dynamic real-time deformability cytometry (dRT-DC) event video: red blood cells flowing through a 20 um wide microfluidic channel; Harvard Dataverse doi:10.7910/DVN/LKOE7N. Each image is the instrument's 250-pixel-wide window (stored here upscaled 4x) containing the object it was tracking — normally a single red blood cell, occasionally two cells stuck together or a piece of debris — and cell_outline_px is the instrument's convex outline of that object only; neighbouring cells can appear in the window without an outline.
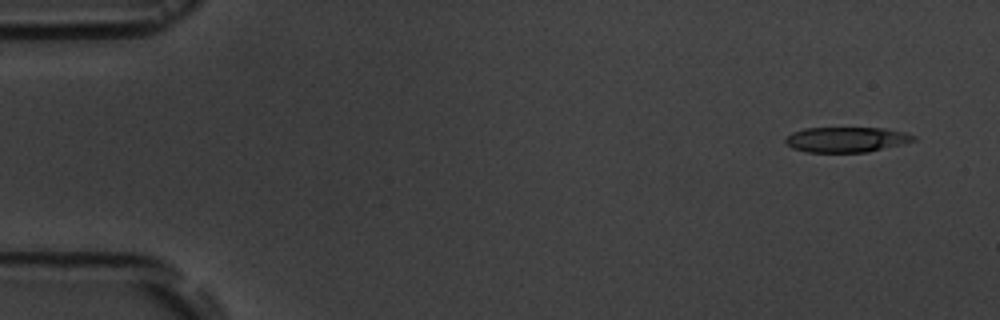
{"species": "common noctule bat (a hibernating species)", "species_latin": "Nyctalus noctula", "temperature_condition": "room temperature", "stored_images_in_passage": 7, "camera_frame_rate_fps": 3000, "um_per_image_px": 0.085, "animal": {"sex": "male", "body_mass_g": 19.5, "forearm_length_mm": 54.6}, "frame": {"image": 1, "passage_image": 1, "time_ms": 0.0, "image_size_px": [1000, 320], "cell_outline_px": [[916, 140], [868, 152], [808, 152], [792, 148], [784, 140], [792, 132], [804, 128], [884, 128], [904, 132], [916, 136]], "centroid_in_image_um": [71.93, 11.86], "position_along_channel_um": 13.1, "area_um2": 18.67}}
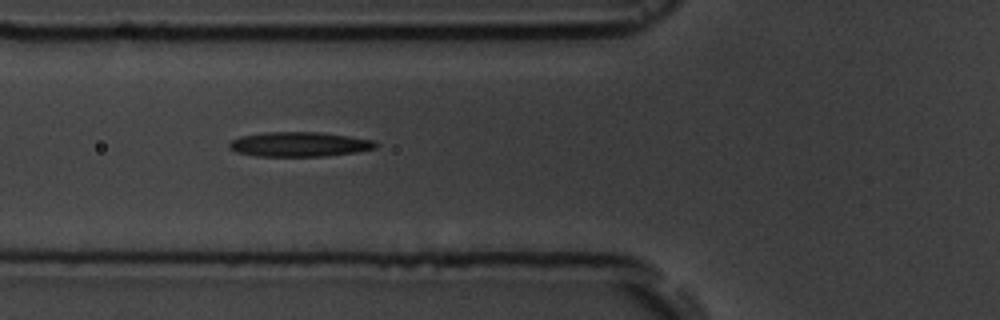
{"frame": {"image": 2, "passage_image": 6, "time_ms": 5.667, "image_size_px": [1000, 320], "cell_outline_px": [[380, 144], [376, 148], [356, 152], [324, 156], [256, 156], [236, 152], [228, 148], [228, 144], [232, 140], [240, 136], [264, 132], [320, 132], [348, 136], [372, 140]], "centroid_in_image_um": [25.42, 12.26], "position_along_channel_um": 100.4, "area_um2": 21.1}}
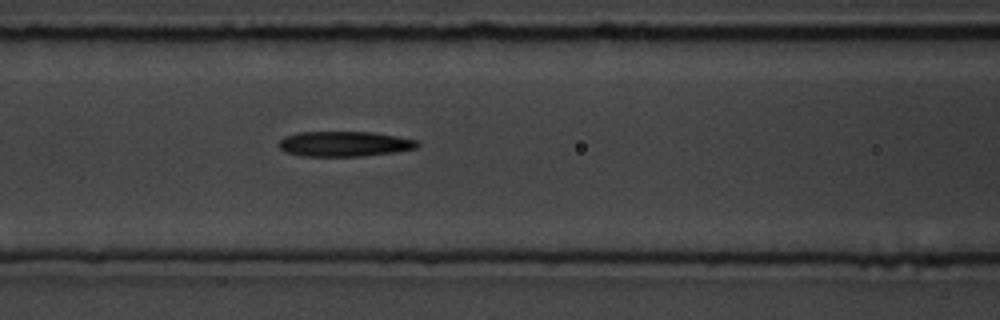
{"frame": {"image": 3, "passage_image": 7, "time_ms": 6.667, "image_size_px": [1000, 320], "cell_outline_px": [[420, 144], [416, 148], [396, 152], [364, 156], [300, 156], [284, 152], [280, 148], [280, 140], [284, 136], [296, 132], [372, 132], [420, 140]], "centroid_in_image_um": [29.29, 12.23], "position_along_channel_um": 137.3, "area_um2": 20.52}}